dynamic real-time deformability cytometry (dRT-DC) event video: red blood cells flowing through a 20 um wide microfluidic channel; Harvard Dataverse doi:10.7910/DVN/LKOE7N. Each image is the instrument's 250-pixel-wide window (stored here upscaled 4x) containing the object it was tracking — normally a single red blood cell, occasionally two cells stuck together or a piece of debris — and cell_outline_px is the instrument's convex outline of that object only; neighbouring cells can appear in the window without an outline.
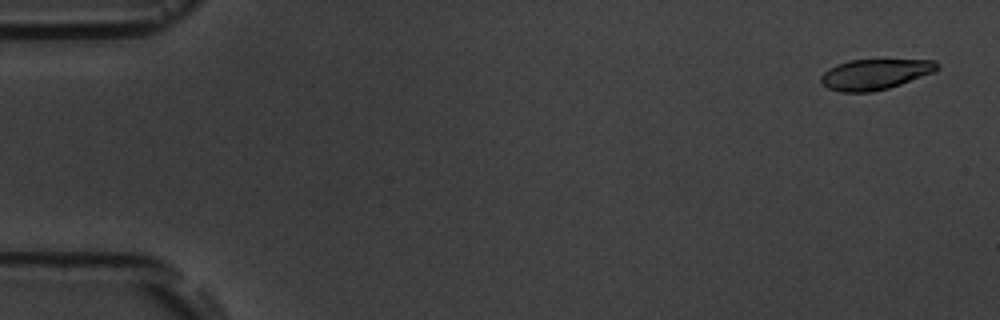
{"species": "common noctule bat (a hibernating species)", "species_latin": "Nyctalus noctula", "temperature_condition": "room temperature", "stored_images_in_passage": 5, "camera_frame_rate_fps": 3000, "um_per_image_px": 0.085, "animal": {"sex": "male", "body_mass_g": 19.5, "forearm_length_mm": 54.6}, "frame": {"image": 1, "passage_image": 1, "time_ms": 0.0, "image_size_px": [1000, 320], "cell_outline_px": [[940, 68], [936, 72], [888, 88], [872, 92], [840, 92], [828, 88], [820, 80], [820, 76], [828, 68], [836, 64], [848, 60], [936, 60], [940, 64]], "centroid_in_image_um": [74.4, 6.31], "position_along_channel_um": 10.6, "area_um2": 20.81}}
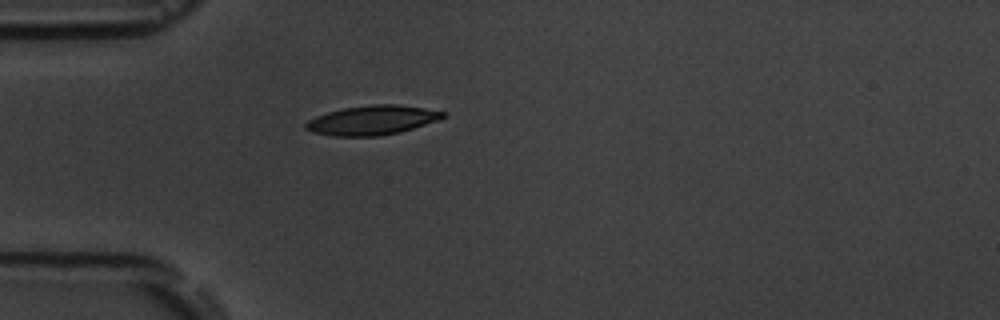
{"frame": {"image": 2, "passage_image": 5, "time_ms": 4.667, "image_size_px": [1000, 320], "cell_outline_px": [[448, 112], [444, 116], [436, 120], [400, 132], [380, 136], [332, 136], [312, 132], [304, 128], [304, 124], [308, 120], [316, 116], [328, 112], [344, 108], [372, 104], [396, 104], [424, 108]], "centroid_in_image_um": [31.59, 10.22], "position_along_channel_um": 53.4, "area_um2": 23.35}}